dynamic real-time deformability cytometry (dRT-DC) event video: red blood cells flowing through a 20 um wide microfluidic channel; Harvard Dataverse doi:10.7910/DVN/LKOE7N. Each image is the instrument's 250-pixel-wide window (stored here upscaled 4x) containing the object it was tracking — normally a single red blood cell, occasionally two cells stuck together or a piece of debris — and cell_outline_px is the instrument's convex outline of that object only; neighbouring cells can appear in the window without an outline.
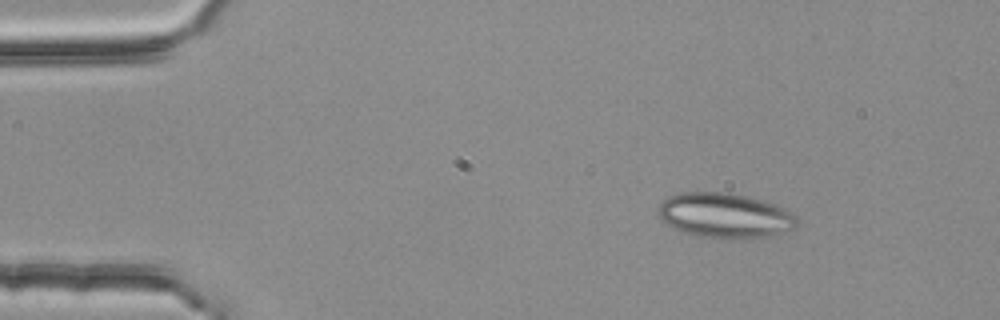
{"species": "common noctule bat (a hibernating species)", "species_latin": "Nyctalus noctula", "temperature_condition": "room temperature", "stored_images_in_passage": 3, "camera_frame_rate_fps": 3000, "um_per_image_px": 0.085, "animal": {"sex": "female", "body_mass_g": 25.1}, "frame": {"image": 1, "passage_image": 1, "time_ms": 0.0, "image_size_px": [1000, 320], "cell_outline_px": [[796, 228], [764, 236], [740, 240], [700, 236], [680, 232], [660, 220], [660, 204], [668, 196], [680, 192], [724, 192], [748, 196], [784, 208], [792, 212], [796, 216]], "centroid_in_image_um": [61.59, 18.32], "position_along_channel_um": 23.4, "area_um2": 36.24}}